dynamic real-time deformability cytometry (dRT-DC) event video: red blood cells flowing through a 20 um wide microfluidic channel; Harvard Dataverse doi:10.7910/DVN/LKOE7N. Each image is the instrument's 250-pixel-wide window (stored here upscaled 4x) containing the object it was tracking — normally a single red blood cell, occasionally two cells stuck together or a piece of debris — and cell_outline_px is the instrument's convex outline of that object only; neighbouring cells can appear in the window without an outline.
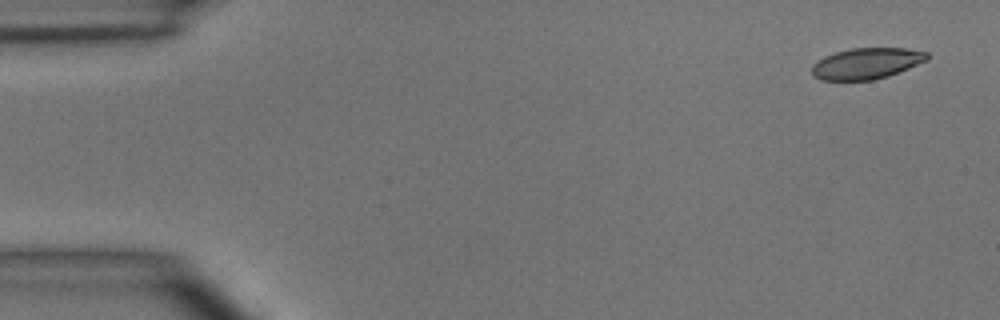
{"species": "common noctule bat (a hibernating species)", "species_latin": "Nyctalus noctula", "temperature_condition": "room temperature", "stored_images_in_passage": 4, "camera_frame_rate_fps": 3000, "um_per_image_px": 0.085, "animal": {"sex": "male", "body_mass_g": 15.6}, "frame": {"image": 1, "passage_image": 1, "time_ms": 0.0, "image_size_px": [1000, 320], "cell_outline_px": [[928, 60], [888, 76], [872, 80], [820, 80], [812, 76], [812, 64], [824, 56], [836, 52], [852, 48], [904, 48], [928, 52]], "centroid_in_image_um": [73.63, 5.39], "position_along_channel_um": 11.4, "area_um2": 20.87}}
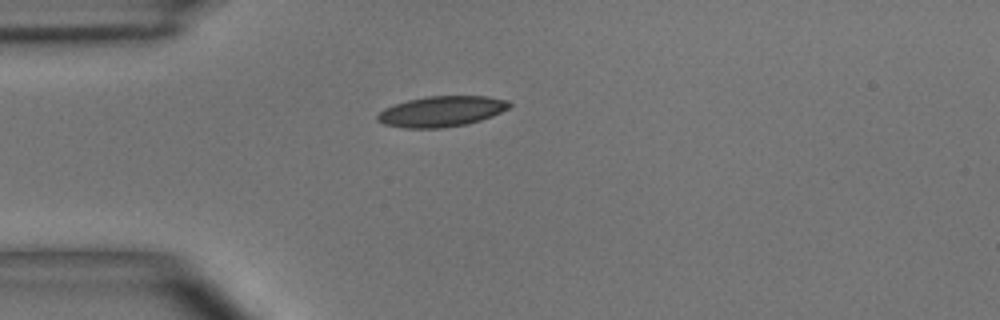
{"frame": {"image": 2, "passage_image": 4, "time_ms": 3.667, "image_size_px": [1000, 320], "cell_outline_px": [[512, 104], [508, 108], [492, 116], [468, 124], [444, 128], [404, 128], [384, 124], [376, 120], [376, 116], [384, 108], [408, 100], [428, 96], [488, 96], [508, 100]], "centroid_in_image_um": [37.53, 9.47], "position_along_channel_um": 47.5, "area_um2": 23.52}}